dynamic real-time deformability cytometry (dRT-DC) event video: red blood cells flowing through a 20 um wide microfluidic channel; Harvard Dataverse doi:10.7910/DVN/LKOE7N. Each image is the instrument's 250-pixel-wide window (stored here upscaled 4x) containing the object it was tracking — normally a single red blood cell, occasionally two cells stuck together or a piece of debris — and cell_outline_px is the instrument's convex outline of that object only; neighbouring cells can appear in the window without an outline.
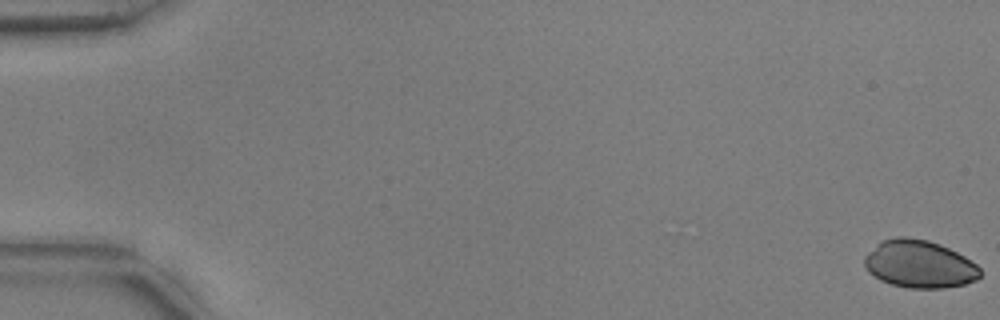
{"species": "common noctule bat (a hibernating species)", "species_latin": "Nyctalus noctula", "temperature_condition": "warm", "stored_images_in_passage": 55, "camera_frame_rate_fps": 3000, "um_per_image_px": 0.085, "animal": {"sex": "male", "body_mass_g": 17.9, "forearm_length_mm": 54.2}, "frame": {"image": 1, "passage_image": 1, "time_ms": 0.0, "image_size_px": [1000, 320], "cell_outline_px": [[980, 276], [976, 280], [964, 284], [944, 288], [908, 288], [892, 284], [880, 280], [868, 272], [864, 264], [864, 256], [876, 244], [884, 240], [896, 236], [904, 236], [928, 240], [940, 244], [964, 256], [976, 264], [980, 268]], "centroid_in_image_um": [78.13, 22.45], "position_along_channel_um": 6.9, "area_um2": 32.14}}